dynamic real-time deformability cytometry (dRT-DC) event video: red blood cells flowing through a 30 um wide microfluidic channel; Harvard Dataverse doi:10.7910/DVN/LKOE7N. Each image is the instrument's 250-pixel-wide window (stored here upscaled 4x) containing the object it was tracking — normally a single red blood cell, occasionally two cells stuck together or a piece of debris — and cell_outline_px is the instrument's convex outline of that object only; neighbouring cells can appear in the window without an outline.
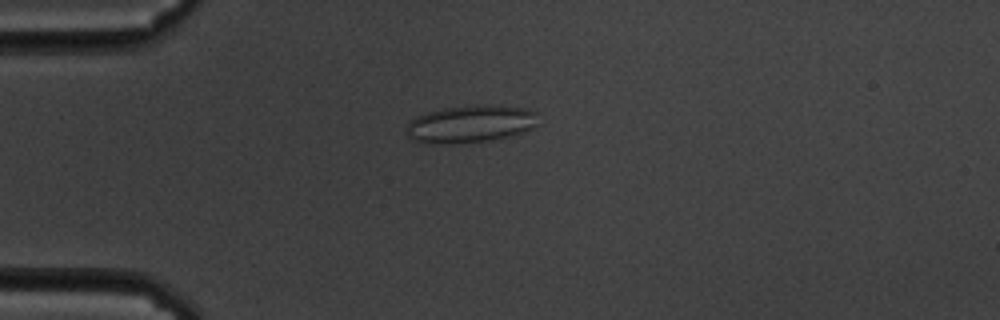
{"species": "common noctule bat (a hibernating species)", "species_latin": "Nyctalus noctula", "temperature_condition": "cold", "stored_images_in_passage": 59, "camera_frame_rate_fps": 3000, "um_per_image_px": 0.085, "animal": {"sex": "male", "body_mass_g": 19.5, "forearm_length_mm": 54.6}, "frame": {"image": 1, "passage_image": 15, "time_ms": 4.667, "image_size_px": [1000, 320], "cell_outline_px": [[540, 124], [532, 128], [500, 140], [456, 144], [428, 144], [412, 140], [404, 132], [408, 120], [416, 116], [428, 112], [444, 108], [480, 104], [492, 104], [524, 108], [536, 112]], "centroid_in_image_um": [39.98, 10.55], "position_along_channel_um": 45.0, "area_um2": 29.71}}
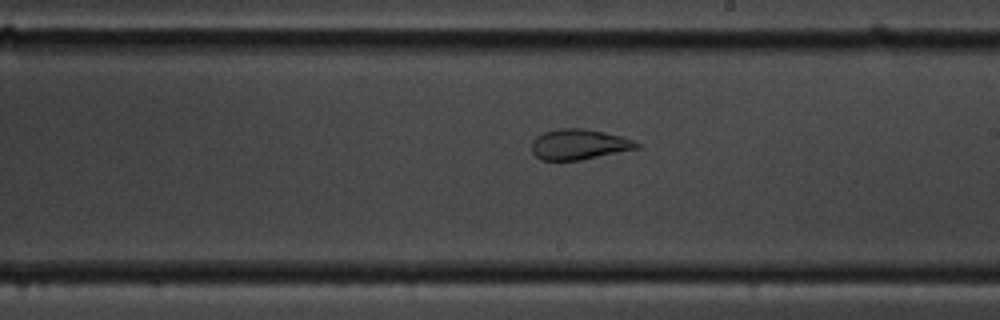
{"frame": {"image": 2, "passage_image": 34, "time_ms": 11.0, "image_size_px": [1000, 320], "cell_outline_px": [[640, 148], [580, 160], [540, 160], [532, 152], [532, 140], [536, 136], [544, 132], [560, 128], [584, 128], [624, 136], [640, 144]], "centroid_in_image_um": [49.22, 12.27], "position_along_channel_um": 239.8, "area_um2": 18.73}}
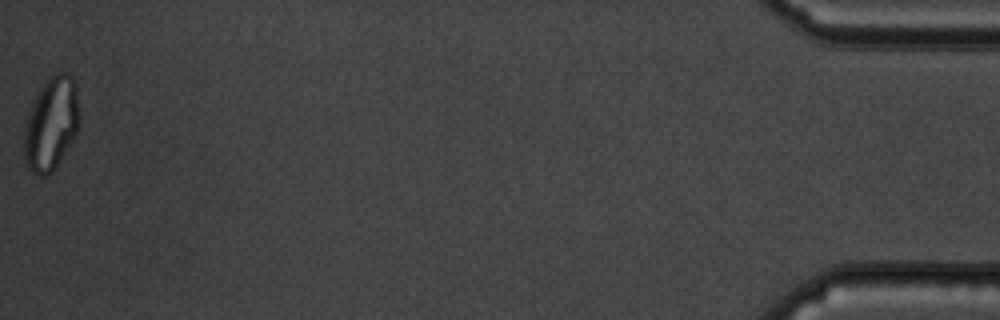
{"frame": {"image": 3, "passage_image": 59, "time_ms": 19.333, "image_size_px": [1000, 320], "cell_outline_px": [[80, 124], [76, 132], [52, 172], [44, 176], [40, 176], [32, 172], [28, 168], [24, 160], [24, 128], [32, 104], [40, 88], [48, 76], [56, 72], [68, 72], [72, 76], [76, 84], [80, 112]], "centroid_in_image_um": [4.36, 10.47], "position_along_channel_um": 430.8, "area_um2": 30.11}, "authors_computed_cell_mechanics": {"area_um2": 27.2816, "velocity_mm_per_s": 3.4074, "shape_relaxation_time_tau1_ms": null, "shape_relaxation_time_tau2_ms": 1.0372, "deformation_change_tau1": null, "deformation_change_tau2": 0.059}}